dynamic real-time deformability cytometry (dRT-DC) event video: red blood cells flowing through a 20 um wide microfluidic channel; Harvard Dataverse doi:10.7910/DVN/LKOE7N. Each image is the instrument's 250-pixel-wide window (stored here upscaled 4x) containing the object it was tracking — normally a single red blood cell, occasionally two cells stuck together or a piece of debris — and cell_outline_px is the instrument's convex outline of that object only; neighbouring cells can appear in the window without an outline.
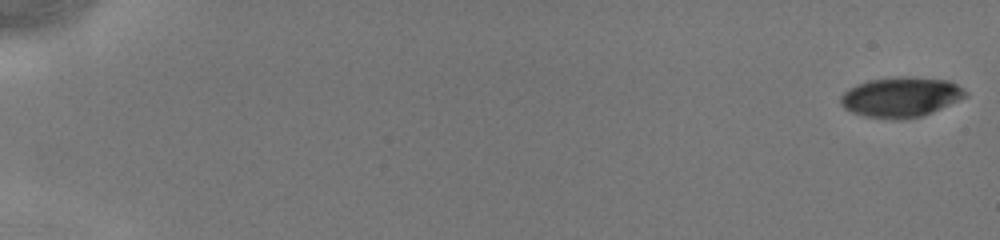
{"species": "human", "species_latin": "Homo sapiens", "temperature_condition": "cold", "stored_images_in_passage": 51, "camera_frame_rate_fps": 3000, "um_per_image_px": 0.085, "donor": {"sex": "male"}, "frame": {"image": 1, "passage_image": 1, "time_ms": 0.0, "image_size_px": [1000, 240], "cell_outline_px": [[968, 96], [924, 116], [900, 120], [892, 120], [864, 116], [852, 112], [844, 108], [840, 104], [840, 96], [848, 88], [856, 84], [868, 80], [896, 76], [908, 76], [948, 80], [964, 88], [968, 92]], "centroid_in_image_um": [76.57, 8.25], "position_along_channel_um": 8.4, "area_um2": 29.65}}
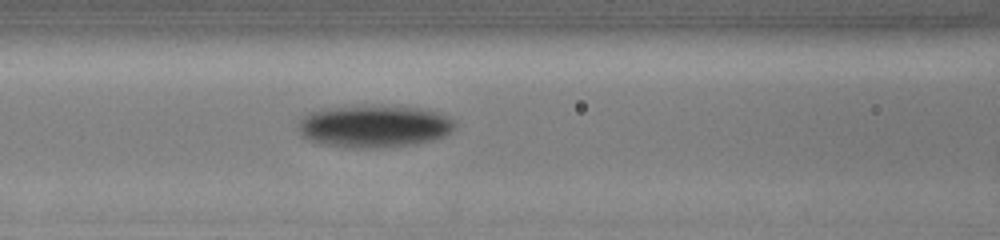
{"frame": {"image": 2, "passage_image": 24, "time_ms": 7.667, "image_size_px": [1000, 240], "cell_outline_px": [[456, 128], [452, 132], [444, 136], [432, 140], [416, 144], [384, 148], [340, 148], [316, 144], [300, 136], [296, 128], [296, 124], [300, 116], [304, 112], [312, 108], [348, 104], [408, 104], [428, 108], [440, 112], [456, 120]], "centroid_in_image_um": [31.72, 10.67], "position_along_channel_um": 134.9, "area_um2": 41.96}}
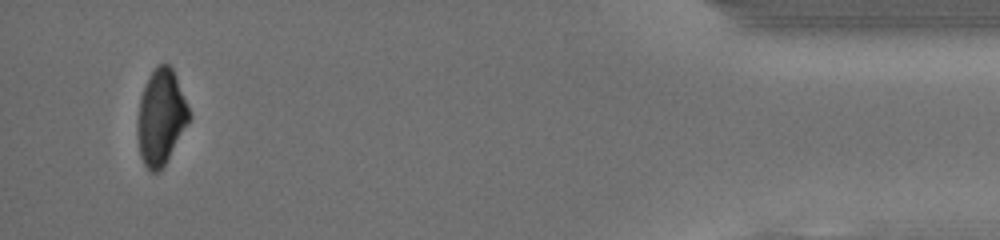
{"frame": {"image": 3, "passage_image": 49, "time_ms": 16.0, "image_size_px": [1000, 240], "cell_outline_px": [[192, 116], [164, 164], [156, 172], [152, 172], [144, 164], [140, 156], [136, 128], [136, 124], [140, 100], [144, 88], [152, 72], [160, 64], [168, 64], [172, 68], [176, 76]], "centroid_in_image_um": [13.67, 9.96], "position_along_channel_um": 421.5, "area_um2": 28.15}, "authors_computed_cell_mechanics": {"area_um2": 32.7726, "velocity_mm_per_s": 4.1912, "shape_relaxation_time_tau1_ms": 1.167, "shape_relaxation_time_tau2_ms": null, "deformation_change_tau1": 0.0943, "deformation_change_tau2": null}}